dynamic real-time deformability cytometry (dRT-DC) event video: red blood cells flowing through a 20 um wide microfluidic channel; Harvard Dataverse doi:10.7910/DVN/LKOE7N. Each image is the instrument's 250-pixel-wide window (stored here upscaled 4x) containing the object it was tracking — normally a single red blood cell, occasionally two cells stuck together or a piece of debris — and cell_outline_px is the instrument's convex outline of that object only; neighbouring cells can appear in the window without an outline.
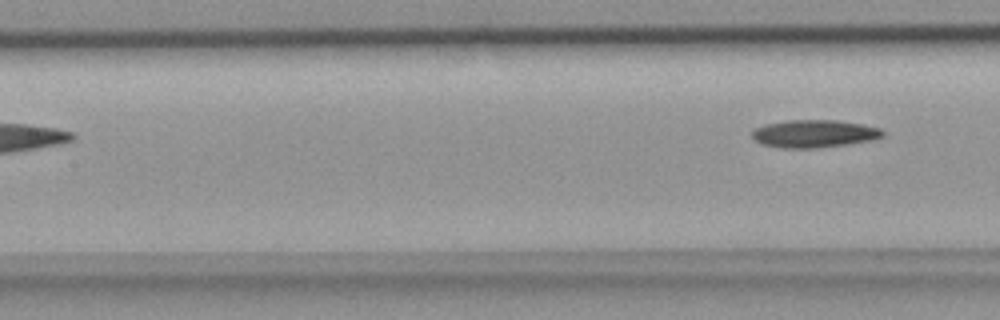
{"species": "common noctule bat (a hibernating species)", "species_latin": "Nyctalus noctula", "temperature_condition": "room temperature", "stored_images_in_passage": 7, "segment_of_instrument_passage": [2, 2], "camera_frame_rate_fps": 3000, "um_per_image_px": 0.085, "animal": {"sex": "female", "body_mass_g": 18.4}, "frame": {"image": 1, "passage_image": 7, "time_ms": 2.0, "image_size_px": [1000, 320], "cell_outline_px": [[884, 136], [872, 140], [848, 144], [816, 148], [784, 148], [764, 144], [756, 140], [752, 136], [752, 132], [756, 128], [764, 124], [788, 120], [840, 120], [880, 128], [884, 132]], "centroid_in_image_um": [69.23, 11.36], "position_along_channel_um": 138.2, "area_um2": 20.98}}